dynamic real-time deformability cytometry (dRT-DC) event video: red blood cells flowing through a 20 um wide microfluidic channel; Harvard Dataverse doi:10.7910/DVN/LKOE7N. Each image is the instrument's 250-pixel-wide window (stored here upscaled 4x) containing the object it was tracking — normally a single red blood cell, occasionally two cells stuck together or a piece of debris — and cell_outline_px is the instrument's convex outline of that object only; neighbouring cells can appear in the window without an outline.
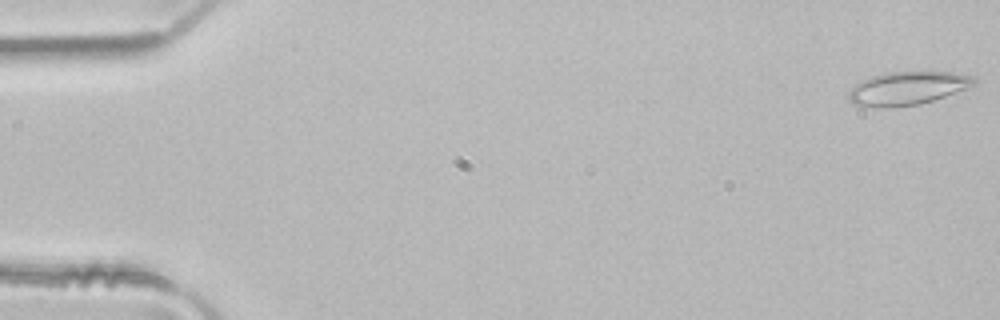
{"species": "common noctule bat (a hibernating species)", "species_latin": "Nyctalus noctula", "temperature_condition": "room temperature", "stored_images_in_passage": 49, "camera_frame_rate_fps": 3000, "um_per_image_px": 0.085, "animal": {"sex": "male", "body_mass_g": 21.5, "forearm_length_mm": 52.0}, "frame": {"image": 1, "passage_image": 1, "time_ms": 0.0, "image_size_px": [1000, 320], "cell_outline_px": [[976, 84], [968, 88], [920, 104], [892, 108], [880, 108], [852, 104], [848, 100], [848, 92], [856, 84], [872, 76], [888, 72], [952, 72], [976, 76]], "centroid_in_image_um": [77.14, 7.51], "position_along_channel_um": 7.9, "area_um2": 24.45}}
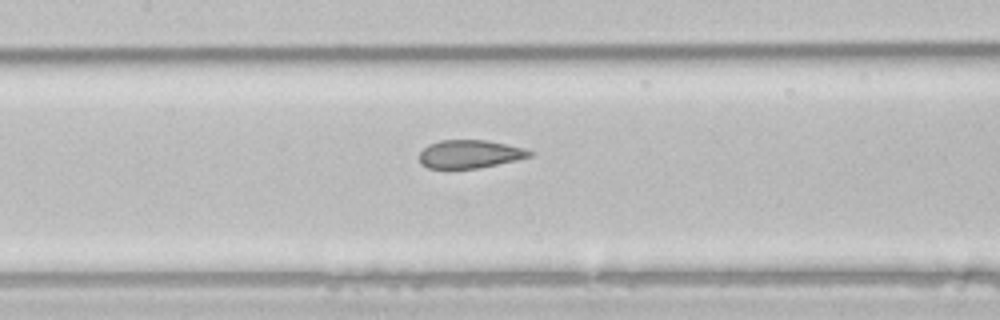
{"frame": {"image": 2, "passage_image": 23, "time_ms": 7.333, "image_size_px": [1000, 320], "cell_outline_px": [[532, 156], [516, 160], [480, 168], [428, 168], [420, 164], [420, 152], [428, 144], [440, 140], [488, 140], [524, 148], [532, 152]], "centroid_in_image_um": [39.92, 13.09], "position_along_channel_um": 167.5, "area_um2": 18.09}}
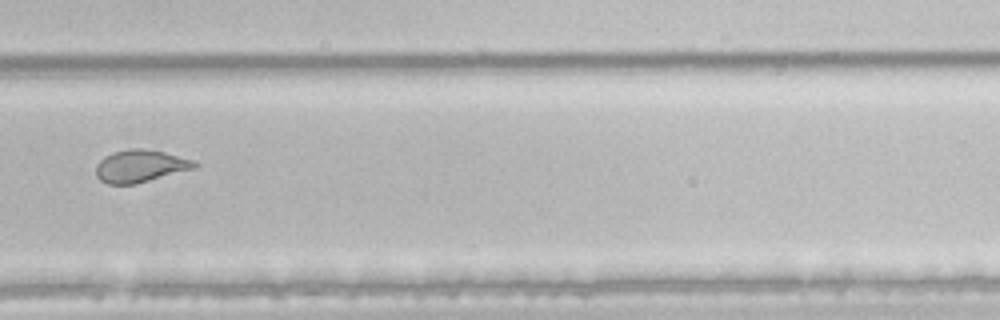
{"frame": {"image": 3, "passage_image": 34, "time_ms": 11.0, "image_size_px": [1000, 320], "cell_outline_px": [[200, 164], [196, 168], [136, 184], [108, 184], [100, 180], [96, 176], [96, 164], [104, 156], [112, 152], [128, 148], [144, 148], [164, 152], [196, 160]], "centroid_in_image_um": [11.95, 14.1], "position_along_channel_um": 317.9, "area_um2": 18.96}, "authors_computed_cell_mechanics": {"area_um2": 21.7906, "velocity_mm_per_s": 4.1247, "shape_relaxation_time_tau1_ms": null, "shape_relaxation_time_tau2_ms": 1.0717, "deformation_change_tau1": null, "deformation_change_tau2": 0.0543}}